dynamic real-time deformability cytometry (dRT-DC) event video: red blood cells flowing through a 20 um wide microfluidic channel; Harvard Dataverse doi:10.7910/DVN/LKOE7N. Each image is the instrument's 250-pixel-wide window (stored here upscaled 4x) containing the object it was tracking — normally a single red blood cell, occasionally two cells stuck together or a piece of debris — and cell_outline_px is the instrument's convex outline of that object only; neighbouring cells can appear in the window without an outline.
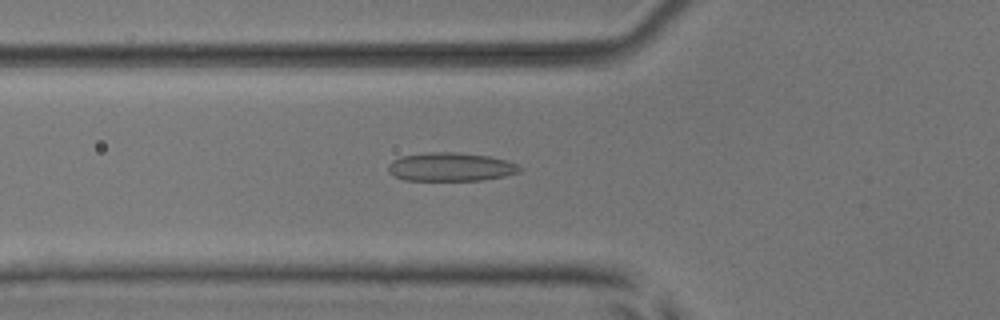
{"species": "common noctule bat (a hibernating species)", "species_latin": "Nyctalus noctula", "temperature_condition": "room temperature", "stored_images_in_passage": 47, "camera_frame_rate_fps": 3000, "um_per_image_px": 0.085, "animal": {"sex": "male", "body_mass_g": 17.9, "forearm_length_mm": 54.2}, "frame": {"image": 1, "passage_image": 13, "time_ms": 4.0, "image_size_px": [1000, 320], "cell_outline_px": [[524, 168], [520, 172], [504, 176], [484, 180], [404, 180], [388, 172], [388, 164], [392, 160], [400, 156], [428, 152], [456, 152], [488, 156], [508, 160]], "centroid_in_image_um": [38.32, 14.18], "position_along_channel_um": 87.5, "area_um2": 22.02}}
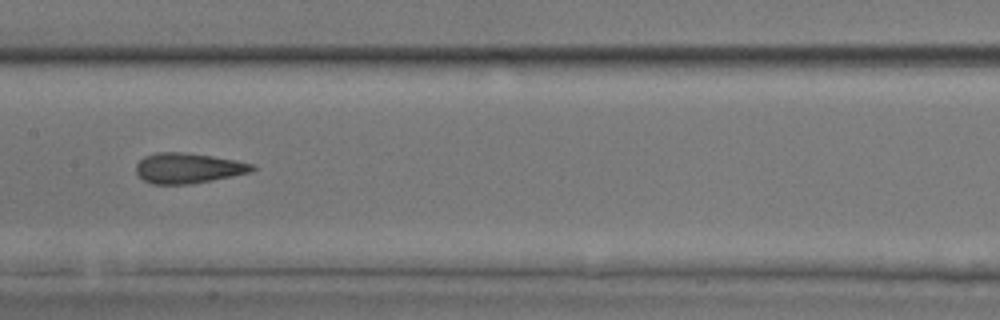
{"frame": {"image": 2, "passage_image": 21, "time_ms": 6.667, "image_size_px": [1000, 320], "cell_outline_px": [[256, 168], [252, 172], [212, 180], [188, 184], [152, 184], [144, 180], [136, 172], [136, 164], [144, 156], [156, 152], [184, 152], [212, 156], [236, 160], [252, 164]], "centroid_in_image_um": [15.98, 14.28], "position_along_channel_um": 191.4, "area_um2": 20.46}}
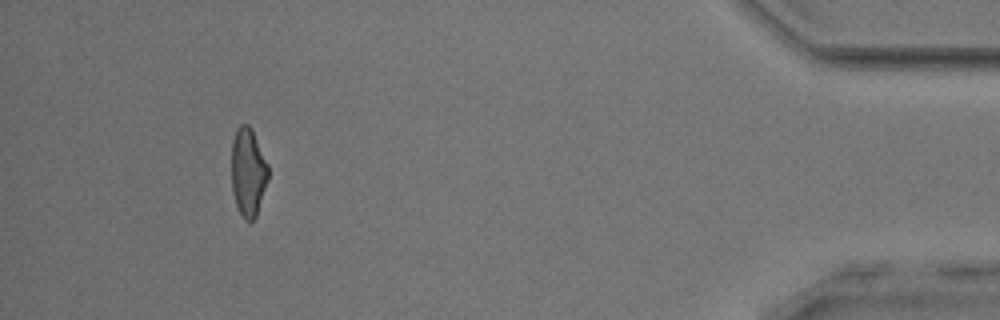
{"frame": {"image": 3, "passage_image": 43, "time_ms": 14.0, "image_size_px": [1000, 320], "cell_outline_px": [[268, 176], [256, 216], [252, 220], [244, 220], [236, 204], [232, 192], [232, 140], [236, 128], [240, 124], [248, 124], [252, 128], [268, 164]], "centroid_in_image_um": [21.07, 14.58], "position_along_channel_um": 414.1, "area_um2": 18.79}, "authors_computed_cell_mechanics": {"area_um2": 20.2878, "velocity_mm_per_s": 3.8894, "shape_relaxation_time_tau1_ms": 5.9751, "shape_relaxation_time_tau2_ms": 2.0232, "deformation_change_tau1": 0.1389, "deformation_change_tau2": 0.1167}}